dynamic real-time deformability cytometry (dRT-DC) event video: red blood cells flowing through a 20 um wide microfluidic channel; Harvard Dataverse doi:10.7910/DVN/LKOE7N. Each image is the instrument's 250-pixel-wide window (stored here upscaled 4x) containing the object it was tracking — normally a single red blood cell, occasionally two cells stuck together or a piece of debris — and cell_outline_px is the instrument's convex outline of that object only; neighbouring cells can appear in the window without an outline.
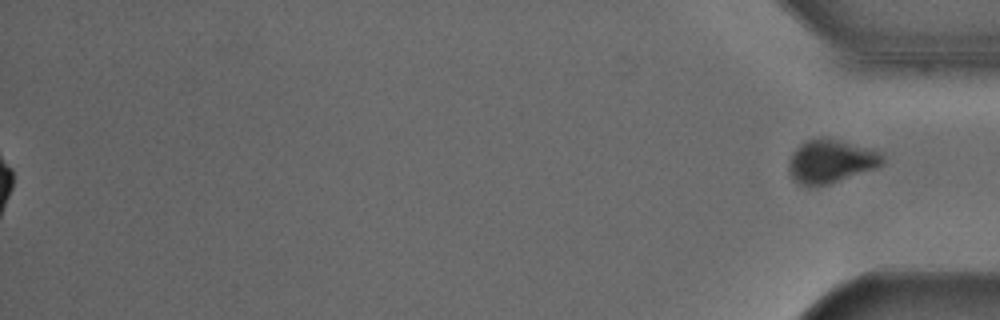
{"species": "Egyptian fruit bat (a non-hibernating species)", "species_latin": "Rousettus aegyptiacus", "temperature_condition": "cold", "stored_images_in_passage": 43, "segment_of_instrument_passage": [2, 2], "camera_frame_rate_fps": 3000, "um_per_image_px": 0.085, "animal": {"sex": "male"}, "frame": {"image": 1, "passage_image": 43, "time_ms": 14.0, "image_size_px": [1000, 320], "cell_outline_px": [[884, 164], [876, 168], [828, 184], [800, 184], [792, 180], [788, 172], [788, 160], [792, 152], [804, 140], [824, 136], [880, 152], [884, 156]], "centroid_in_image_um": [70.57, 13.69], "position_along_channel_um": 364.6, "area_um2": 23.64}}